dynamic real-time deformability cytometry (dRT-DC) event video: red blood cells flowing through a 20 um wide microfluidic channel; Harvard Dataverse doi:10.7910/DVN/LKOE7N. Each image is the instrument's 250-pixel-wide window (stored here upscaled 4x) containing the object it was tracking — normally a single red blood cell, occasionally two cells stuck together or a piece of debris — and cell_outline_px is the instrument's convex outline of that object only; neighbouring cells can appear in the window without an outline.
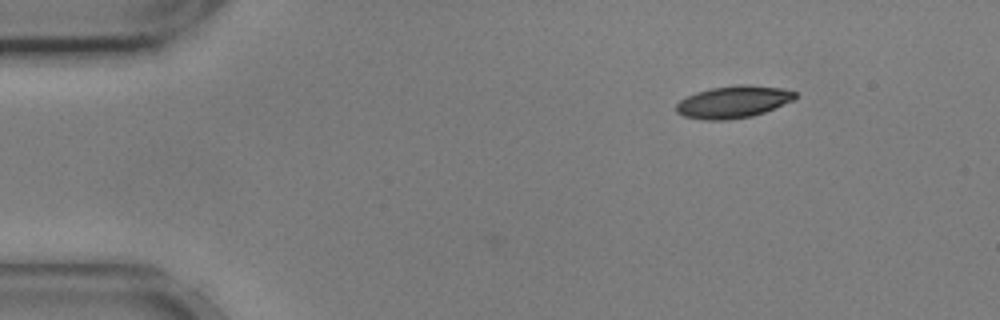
{"species": "common noctule bat (a hibernating species)", "species_latin": "Nyctalus noctula", "temperature_condition": "cold", "stored_images_in_passage": 2, "camera_frame_rate_fps": 3000, "um_per_image_px": 0.085, "animal": {"sex": "male", "body_mass_g": 17.9, "forearm_length_mm": 54.2}, "frame": {"image": 1, "passage_image": 2, "time_ms": 0.333, "image_size_px": [1000, 320], "cell_outline_px": [[796, 96], [792, 100], [764, 112], [752, 116], [728, 120], [704, 120], [684, 116], [676, 112], [676, 104], [680, 100], [696, 92], [712, 88], [740, 84], [748, 84], [780, 88], [796, 92]], "centroid_in_image_um": [62.3, 8.66], "position_along_channel_um": 22.7, "area_um2": 22.08}}